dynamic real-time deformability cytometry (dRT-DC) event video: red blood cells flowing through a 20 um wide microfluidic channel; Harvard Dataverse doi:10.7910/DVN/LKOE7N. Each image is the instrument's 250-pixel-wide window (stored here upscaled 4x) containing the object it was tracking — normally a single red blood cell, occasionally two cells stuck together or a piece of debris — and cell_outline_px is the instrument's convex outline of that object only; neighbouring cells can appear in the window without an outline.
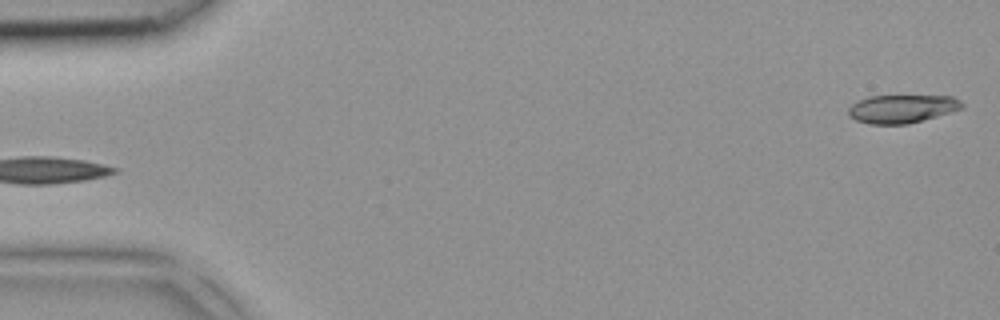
{"species": "common noctule bat (a hibernating species)", "species_latin": "Nyctalus noctula", "temperature_condition": "room temperature", "stored_images_in_passage": 4, "segment_of_instrument_passage": [2, 2], "camera_frame_rate_fps": 3000, "um_per_image_px": 0.085, "animal": {"sex": "female", "body_mass_g": 18.4}, "frame": {"image": 1, "passage_image": 4, "time_ms": 1.0, "image_size_px": [1000, 320], "cell_outline_px": [[964, 108], [908, 124], [868, 124], [856, 120], [848, 116], [848, 108], [852, 104], [868, 96], [952, 96], [960, 100], [964, 104]], "centroid_in_image_um": [76.66, 9.25], "position_along_channel_um": 8.3, "area_um2": 18.67}}